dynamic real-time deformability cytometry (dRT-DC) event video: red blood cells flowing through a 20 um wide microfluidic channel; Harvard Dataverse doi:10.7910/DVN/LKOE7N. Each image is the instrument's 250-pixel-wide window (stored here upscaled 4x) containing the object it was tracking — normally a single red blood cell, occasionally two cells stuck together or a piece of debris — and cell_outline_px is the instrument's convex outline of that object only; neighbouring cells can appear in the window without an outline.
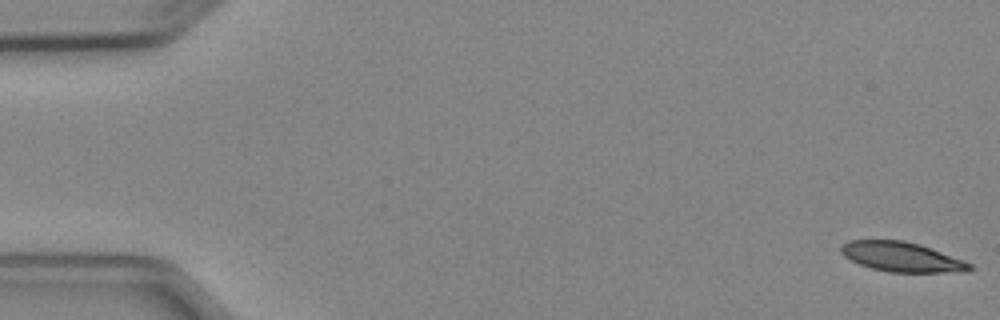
{"species": "Egyptian fruit bat (a non-hibernating species)", "species_latin": "Rousettus aegyptiacus", "temperature_condition": "cold", "stored_images_in_passage": 4, "camera_frame_rate_fps": 3000, "um_per_image_px": 0.085, "animal": {"sex": "female"}, "frame": {"image": 1, "passage_image": 1, "time_ms": 0.0, "image_size_px": [1000, 320], "cell_outline_px": [[972, 268], [968, 272], [888, 272], [872, 268], [860, 264], [844, 256], [840, 252], [840, 248], [848, 240], [904, 240], [920, 244], [964, 260], [972, 264]], "centroid_in_image_um": [76.67, 21.83], "position_along_channel_um": 8.3, "area_um2": 22.25}}
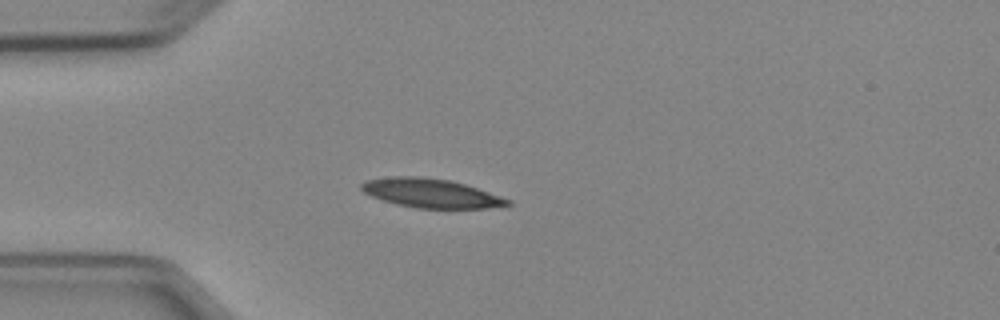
{"frame": {"image": 2, "passage_image": 4, "time_ms": 4.333, "image_size_px": [1000, 320], "cell_outline_px": [[512, 204], [484, 208], [416, 208], [396, 204], [372, 196], [364, 192], [360, 188], [360, 184], [364, 180], [392, 176], [420, 176], [452, 180], [512, 200]], "centroid_in_image_um": [36.59, 16.41], "position_along_channel_um": 48.4, "area_um2": 24.62}}